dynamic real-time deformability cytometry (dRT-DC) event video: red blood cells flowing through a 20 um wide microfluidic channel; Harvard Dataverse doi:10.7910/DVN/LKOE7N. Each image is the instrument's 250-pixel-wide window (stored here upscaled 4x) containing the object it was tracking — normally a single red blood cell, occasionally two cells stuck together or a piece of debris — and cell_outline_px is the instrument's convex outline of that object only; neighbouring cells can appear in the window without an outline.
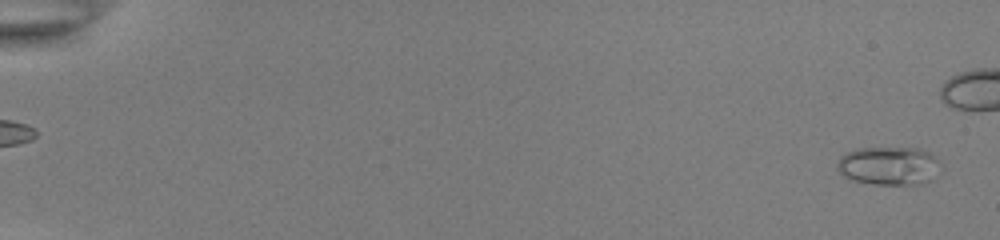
{"species": "common noctule bat (a hibernating species)", "species_latin": "Nyctalus noctula", "temperature_condition": "room temperature", "stored_images_in_passage": 48, "camera_frame_rate_fps": 3000, "um_per_image_px": 0.085, "animal": {"sex": "female", "body_mass_g": 22.0, "forearm_length_mm": 56.7}, "frame": {"image": 1, "passage_image": 2, "time_ms": 0.333, "image_size_px": [1000, 240], "cell_outline_px": [[940, 160], [932, 180], [920, 184], [872, 184], [852, 180], [844, 176], [836, 168], [836, 164], [840, 156], [844, 152], [856, 148], [920, 148], [928, 152]], "centroid_in_image_um": [75.5, 14.08], "position_along_channel_um": 9.5, "area_um2": 23.24}}
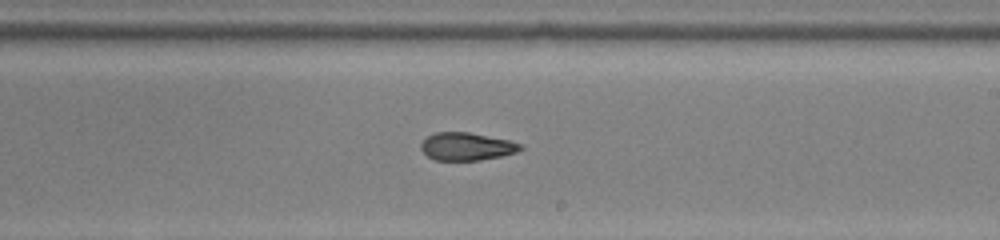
{"frame": {"image": 2, "passage_image": 34, "time_ms": 11.0, "image_size_px": [1000, 240], "cell_outline_px": [[524, 148], [516, 152], [500, 156], [480, 160], [436, 160], [428, 156], [420, 148], [420, 144], [428, 136], [436, 132], [468, 132], [508, 140], [524, 144]], "centroid_in_image_um": [39.68, 12.45], "position_along_channel_um": 249.3, "area_um2": 16.01}}
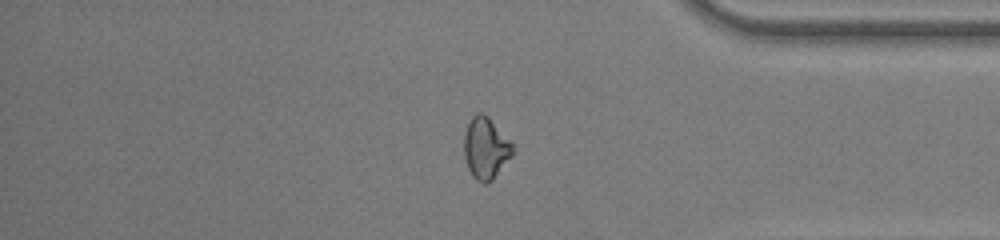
{"frame": {"image": 3, "passage_image": 46, "time_ms": 15.0, "image_size_px": [1000, 240], "cell_outline_px": [[516, 152], [492, 180], [484, 184], [476, 180], [472, 176], [468, 168], [464, 156], [464, 132], [472, 116], [476, 112], [480, 112], [488, 116], [516, 148]], "centroid_in_image_um": [41.3, 12.6], "position_along_channel_um": 393.9, "area_um2": 17.63}}